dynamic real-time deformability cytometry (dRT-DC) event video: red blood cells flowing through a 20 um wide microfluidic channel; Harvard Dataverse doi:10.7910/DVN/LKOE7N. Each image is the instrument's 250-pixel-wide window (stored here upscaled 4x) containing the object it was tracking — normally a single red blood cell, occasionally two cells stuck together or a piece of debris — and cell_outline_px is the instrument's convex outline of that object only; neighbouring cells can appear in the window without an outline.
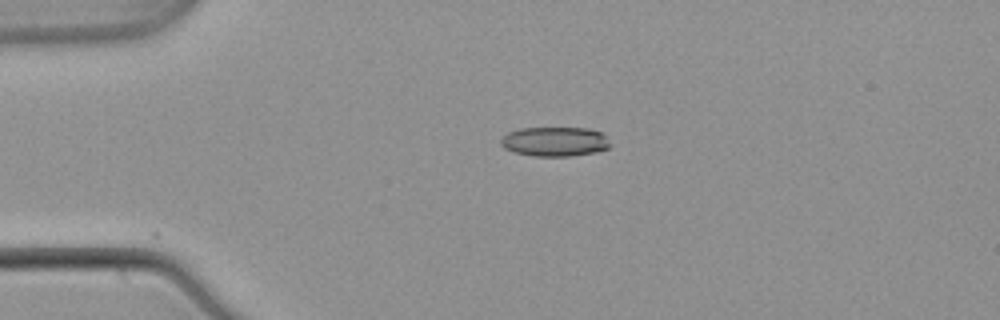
{"species": "common noctule bat (a hibernating species)", "species_latin": "Nyctalus noctula", "temperature_condition": "warm", "stored_images_in_passage": 24, "camera_frame_rate_fps": 3000, "um_per_image_px": 0.085, "animal": {"sex": "male", "body_mass_g": 21.5, "forearm_length_mm": 52.0}, "frame": {"image": 1, "passage_image": 1, "time_ms": 0.0, "image_size_px": [1000, 320], "cell_outline_px": [[612, 144], [608, 148], [596, 152], [572, 156], [532, 156], [512, 152], [504, 148], [500, 144], [500, 140], [508, 132], [520, 128], [588, 128], [600, 132]], "centroid_in_image_um": [47.14, 12.04], "position_along_channel_um": 37.9, "area_um2": 18.9}}
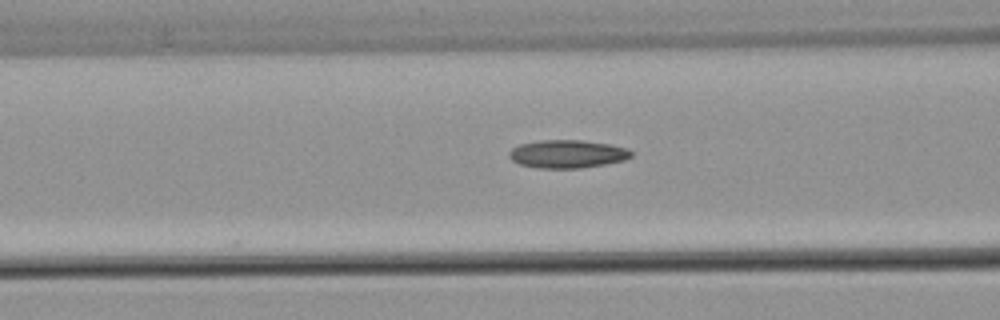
{"frame": {"image": 2, "passage_image": 10, "time_ms": 3.0, "image_size_px": [1000, 320], "cell_outline_px": [[632, 156], [624, 160], [604, 164], [580, 168], [536, 168], [520, 164], [512, 160], [508, 156], [508, 152], [512, 148], [520, 144], [540, 140], [584, 140], [612, 144], [628, 148], [632, 152]], "centroid_in_image_um": [48.23, 13.08], "position_along_channel_um": 118.4, "area_um2": 20.11}}
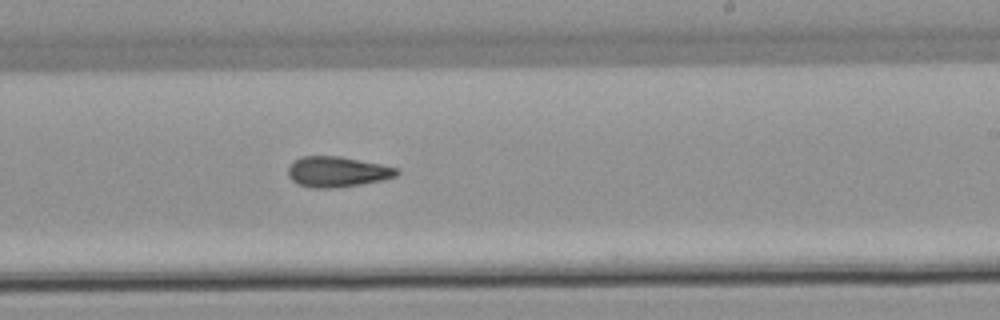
{"frame": {"image": 3, "passage_image": 21, "time_ms": 6.667, "image_size_px": [1000, 320], "cell_outline_px": [[400, 172], [396, 176], [384, 180], [360, 184], [332, 188], [312, 188], [296, 184], [288, 176], [288, 168], [300, 156], [340, 156], [380, 164], [396, 168]], "centroid_in_image_um": [28.65, 14.61], "position_along_channel_um": 260.4, "area_um2": 19.25}}